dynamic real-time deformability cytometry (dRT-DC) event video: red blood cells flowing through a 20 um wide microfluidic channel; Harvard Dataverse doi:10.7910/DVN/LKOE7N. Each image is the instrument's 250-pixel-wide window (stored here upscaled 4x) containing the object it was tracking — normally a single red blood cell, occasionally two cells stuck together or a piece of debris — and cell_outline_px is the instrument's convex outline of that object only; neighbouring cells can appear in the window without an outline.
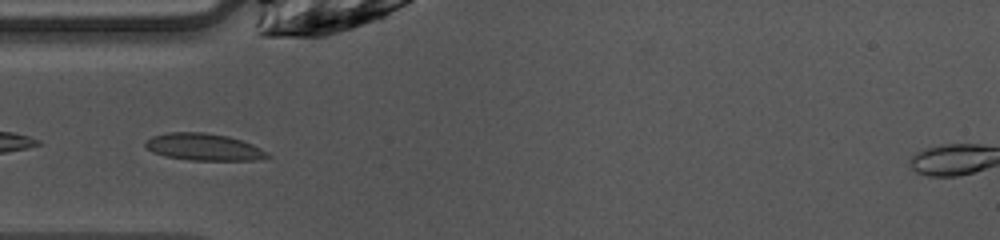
{"species": "common noctule bat (a hibernating species)", "species_latin": "Nyctalus noctula", "temperature_condition": "warm", "stored_images_in_passage": 37, "camera_frame_rate_fps": 3000, "um_per_image_px": 0.085, "animal": {"sex": "female", "body_mass_g": 10.0, "forearm_length_mm": 53.1}, "frame": {"image": 1, "passage_image": 4, "time_ms": 1.0, "image_size_px": [1000, 240], "cell_outline_px": [[272, 156], [256, 160], [188, 160], [164, 156], [152, 152], [144, 144], [152, 136], [168, 132], [204, 132], [228, 136], [252, 144], [268, 152]], "centroid_in_image_um": [17.32, 12.5], "position_along_channel_um": 67.7, "area_um2": 19.19}}
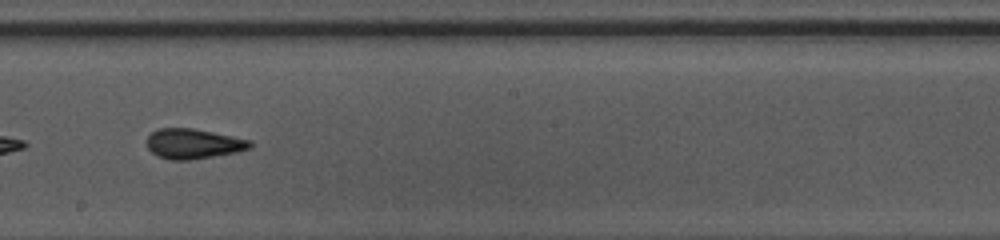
{"frame": {"image": 2, "passage_image": 16, "time_ms": 5.0, "image_size_px": [1000, 240], "cell_outline_px": [[256, 144], [252, 148], [236, 152], [192, 160], [168, 160], [156, 156], [148, 148], [148, 136], [156, 128], [192, 128], [252, 140]], "centroid_in_image_um": [16.47, 12.22], "position_along_channel_um": 231.7, "area_um2": 18.26}}
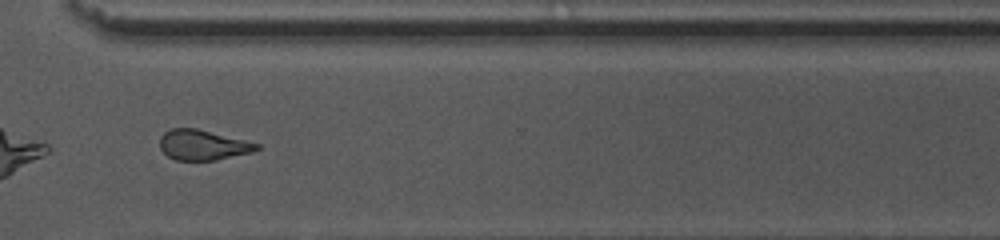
{"frame": {"image": 3, "passage_image": 25, "time_ms": 8.0, "image_size_px": [1000, 240], "cell_outline_px": [[260, 148], [252, 152], [216, 160], [176, 160], [168, 156], [160, 148], [160, 136], [164, 132], [172, 128], [196, 128], [260, 144]], "centroid_in_image_um": [17.23, 12.32], "position_along_channel_um": 353.4, "area_um2": 16.94}, "authors_computed_cell_mechanics": {"area_um2": 18.2648, "velocity_mm_per_s": 4.0717, "shape_relaxation_time_tau1_ms": 9.5231, "shape_relaxation_time_tau2_ms": 1.5467, "deformation_change_tau1": 0.185, "deformation_change_tau2": 0.0788}}